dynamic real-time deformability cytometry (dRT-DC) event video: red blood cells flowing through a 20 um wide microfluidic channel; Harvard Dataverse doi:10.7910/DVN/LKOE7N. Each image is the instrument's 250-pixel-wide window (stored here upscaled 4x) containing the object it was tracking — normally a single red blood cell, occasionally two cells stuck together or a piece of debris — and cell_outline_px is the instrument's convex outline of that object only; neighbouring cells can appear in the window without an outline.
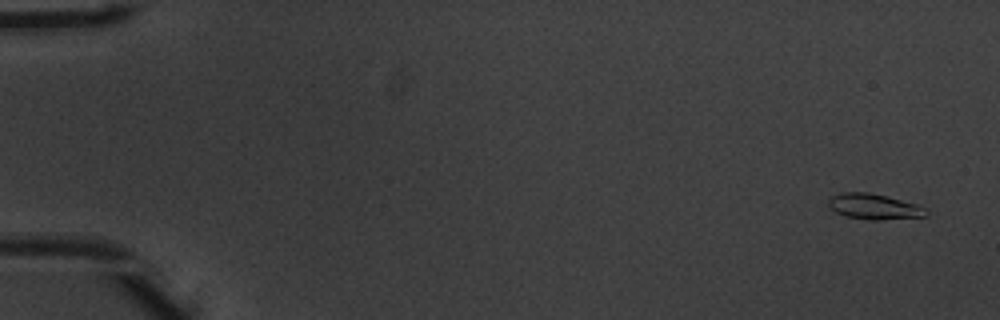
{"species": "common noctule bat (a hibernating species)", "species_latin": "Nyctalus noctula", "temperature_condition": "warm", "stored_images_in_passage": 51, "camera_frame_rate_fps": 3000, "um_per_image_px": 0.085, "animal": {"sex": "male", "body_mass_g": 20.1, "forearm_length_mm": 53.5}, "frame": {"image": 1, "passage_image": 1, "time_ms": 0.0, "image_size_px": [1000, 320], "cell_outline_px": [[928, 216], [880, 220], [868, 220], [844, 216], [828, 208], [828, 200], [832, 196], [840, 192], [868, 192], [888, 196], [916, 204], [928, 208]], "centroid_in_image_um": [74.3, 17.56], "position_along_channel_um": 10.7, "area_um2": 14.85}}
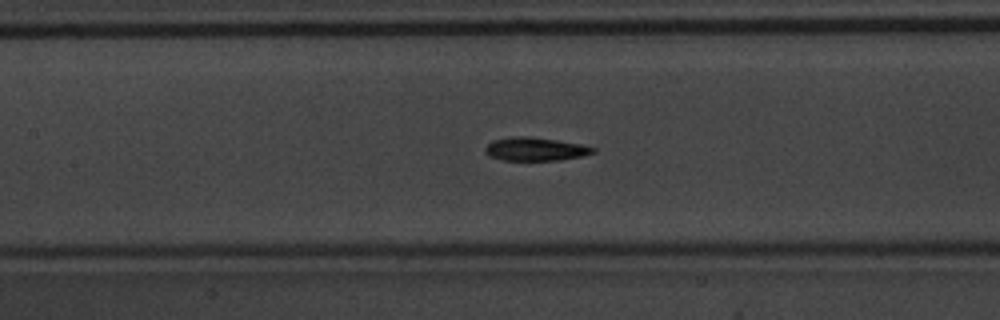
{"frame": {"image": 2, "passage_image": 24, "time_ms": 7.667, "image_size_px": [1000, 320], "cell_outline_px": [[596, 152], [580, 156], [560, 160], [504, 160], [492, 156], [484, 152], [484, 148], [492, 140], [512, 136], [524, 136], [556, 140], [580, 144], [596, 148]], "centroid_in_image_um": [45.49, 12.67], "position_along_channel_um": 161.9, "area_um2": 14.51}}
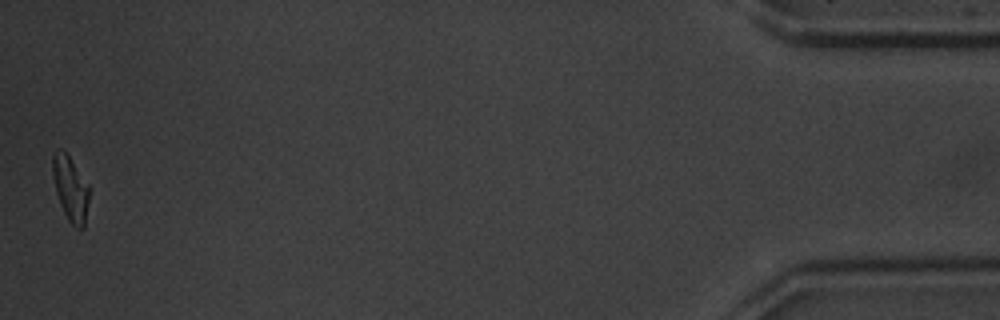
{"frame": {"image": 3, "passage_image": 51, "time_ms": 16.667, "image_size_px": [1000, 320], "cell_outline_px": [[88, 200], [84, 228], [76, 228], [68, 220], [60, 204], [56, 192], [52, 172], [52, 156], [56, 148], [60, 148], [68, 156], [88, 184]], "centroid_in_image_um": [5.96, 16.02], "position_along_channel_um": 429.2, "area_um2": 13.53}, "authors_computed_cell_mechanics": {"area_um2": 14.45, "velocity_mm_per_s": 3.9201, "shape_relaxation_time_tau1_ms": 3.2149, "shape_relaxation_time_tau2_ms": 3.0447, "deformation_change_tau1": 0.1651, "deformation_change_tau2": 0.0884}}